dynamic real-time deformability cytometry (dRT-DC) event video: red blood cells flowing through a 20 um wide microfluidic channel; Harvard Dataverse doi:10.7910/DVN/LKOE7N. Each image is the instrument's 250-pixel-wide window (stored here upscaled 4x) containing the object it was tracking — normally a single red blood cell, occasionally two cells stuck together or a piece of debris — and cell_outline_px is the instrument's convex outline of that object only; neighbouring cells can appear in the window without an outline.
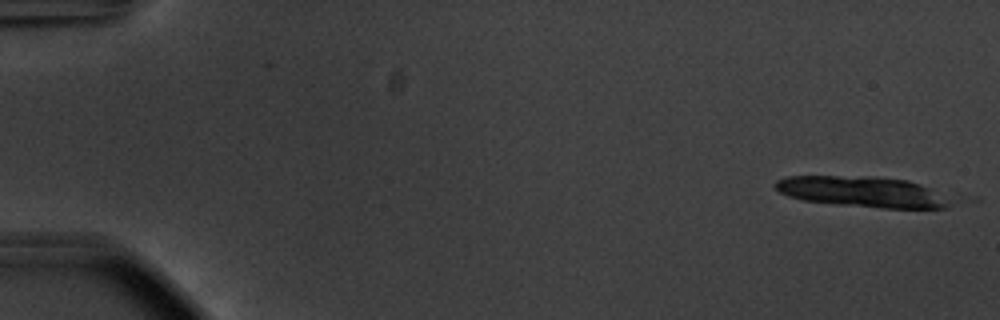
{"species": "common noctule bat (a hibernating species)", "species_latin": "Nyctalus noctula", "temperature_condition": "warm", "stored_images_in_passage": 6, "camera_frame_rate_fps": 3000, "um_per_image_px": 0.085, "animal": {"sex": "male", "body_mass_g": 20.1, "forearm_length_mm": 53.5}, "frame": {"image": 1, "passage_image": 1, "time_ms": 0.0, "image_size_px": [1000, 320], "cell_outline_px": [[952, 200], [948, 208], [884, 208], [840, 204], [800, 200], [788, 196], [780, 192], [776, 188], [776, 180], [788, 176], [876, 176], [908, 180], [932, 188]], "centroid_in_image_um": [73.33, 16.29], "position_along_channel_um": 11.7, "area_um2": 31.39}}